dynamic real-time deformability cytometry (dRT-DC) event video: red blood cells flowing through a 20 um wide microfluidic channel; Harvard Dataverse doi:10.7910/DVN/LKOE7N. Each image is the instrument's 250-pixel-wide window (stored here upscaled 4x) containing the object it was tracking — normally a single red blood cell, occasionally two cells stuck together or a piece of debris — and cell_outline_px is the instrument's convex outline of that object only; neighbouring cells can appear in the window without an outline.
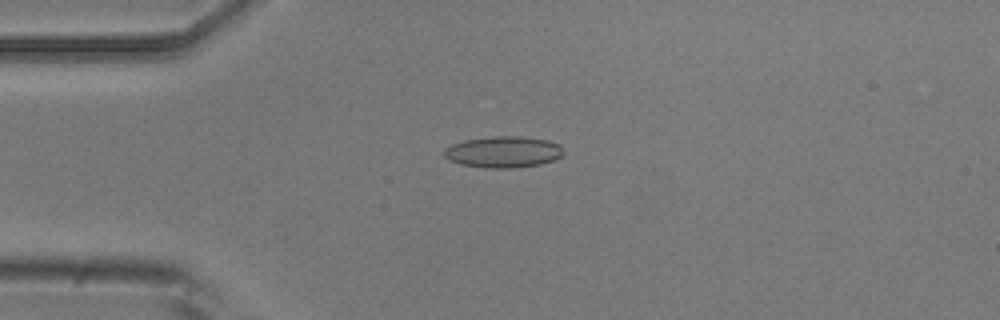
{"species": "common noctule bat (a hibernating species)", "species_latin": "Nyctalus noctula", "temperature_condition": "room temperature", "stored_images_in_passage": 26, "camera_frame_rate_fps": 3000, "um_per_image_px": 0.085, "animal": {"sex": "male", "body_mass_g": 20.5, "forearm_length_mm": 52.5}, "frame": {"image": 1, "passage_image": 13, "time_ms": 4.0, "image_size_px": [1000, 320], "cell_outline_px": [[564, 152], [560, 156], [552, 160], [540, 164], [512, 168], [488, 168], [460, 164], [448, 160], [444, 156], [444, 148], [452, 144], [464, 140], [492, 136], [520, 136], [548, 140], [560, 144]], "centroid_in_image_um": [42.76, 12.91], "position_along_channel_um": 42.2, "area_um2": 21.85}}
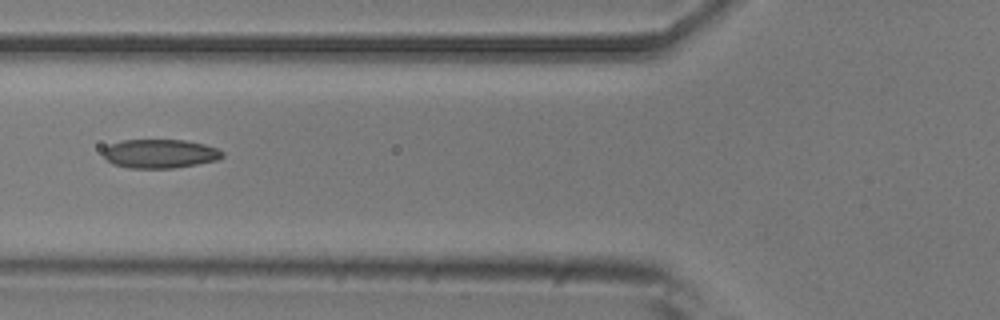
{"frame": {"image": 2, "passage_image": 20, "time_ms": 6.333, "image_size_px": [1000, 320], "cell_outline_px": [[224, 156], [216, 160], [196, 164], [172, 168], [128, 168], [112, 164], [104, 156], [104, 148], [112, 144], [124, 140], [184, 140], [204, 144], [216, 148], [224, 152]], "centroid_in_image_um": [13.6, 13.06], "position_along_channel_um": 112.2, "area_um2": 19.88}}
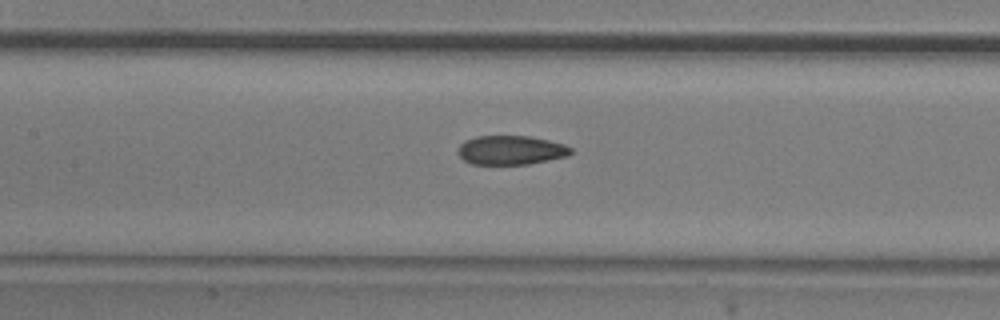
{"frame": {"image": 3, "passage_image": 24, "time_ms": 7.667, "image_size_px": [1000, 320], "cell_outline_px": [[572, 152], [568, 156], [528, 164], [472, 164], [464, 160], [460, 156], [460, 144], [464, 140], [476, 136], [528, 136], [548, 140], [564, 144], [572, 148]], "centroid_in_image_um": [43.44, 12.76], "position_along_channel_um": 164.0, "area_um2": 19.02}}